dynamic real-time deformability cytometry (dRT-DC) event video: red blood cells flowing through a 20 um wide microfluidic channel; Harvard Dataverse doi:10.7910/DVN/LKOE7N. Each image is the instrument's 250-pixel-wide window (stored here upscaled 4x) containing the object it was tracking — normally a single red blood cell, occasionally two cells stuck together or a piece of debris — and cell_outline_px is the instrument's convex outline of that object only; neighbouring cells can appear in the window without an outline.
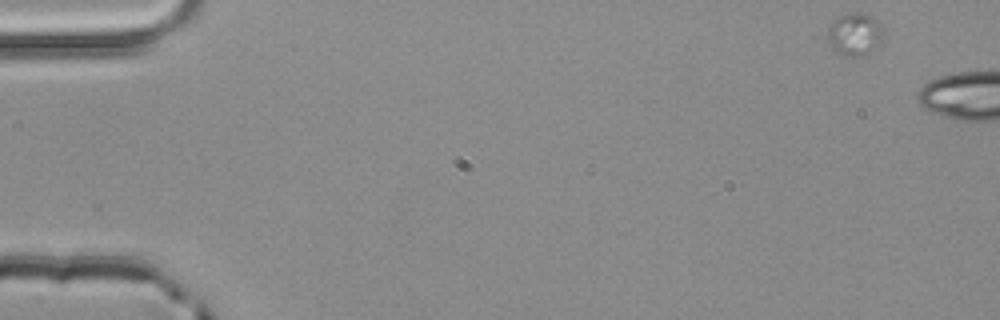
{"species": "common noctule bat (a hibernating species)", "species_latin": "Nyctalus noctula", "temperature_condition": "room temperature", "stored_images_in_passage": 5, "camera_frame_rate_fps": 3000, "um_per_image_px": 0.085, "animal": {"sex": "male", "body_mass_g": 20.4}, "frame": {"image": 1, "passage_image": 1, "time_ms": 0.0, "image_size_px": [1000, 320], "cell_outline_px": [[884, 36], [880, 48], [860, 56], [844, 56], [836, 52], [828, 44], [828, 28], [840, 16], [852, 12], [856, 12], [872, 16], [880, 20], [884, 28]], "centroid_in_image_um": [72.74, 2.93], "position_along_channel_um": 12.3, "area_um2": 14.28}}